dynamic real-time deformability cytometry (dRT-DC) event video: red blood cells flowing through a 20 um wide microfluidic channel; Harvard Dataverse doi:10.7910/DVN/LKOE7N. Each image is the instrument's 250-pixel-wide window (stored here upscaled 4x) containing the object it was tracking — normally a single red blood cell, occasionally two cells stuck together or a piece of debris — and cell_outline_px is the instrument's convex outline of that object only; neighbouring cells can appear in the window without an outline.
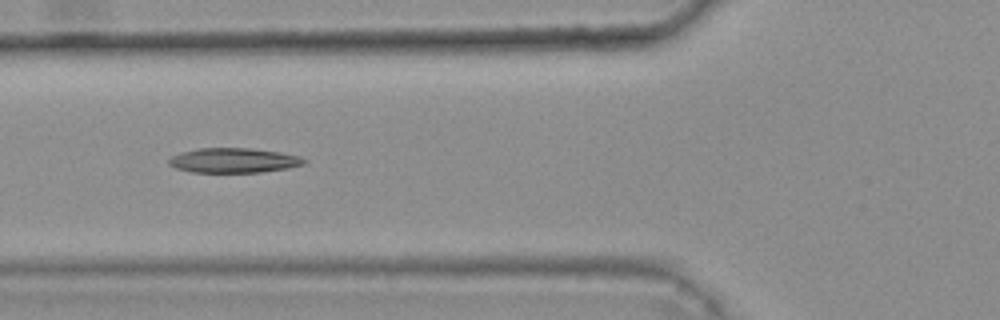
{"species": "common noctule bat (a hibernating species)", "species_latin": "Nyctalus noctula", "temperature_condition": "warm", "stored_images_in_passage": 10, "camera_frame_rate_fps": 3000, "um_per_image_px": 0.085, "animal": {"sex": "female", "body_mass_g": 25.1}, "frame": {"image": 1, "passage_image": 6, "time_ms": 1.667, "image_size_px": [1000, 320], "cell_outline_px": [[308, 160], [304, 164], [288, 168], [260, 172], [192, 172], [176, 168], [168, 164], [168, 160], [172, 156], [180, 152], [196, 148], [248, 148], [280, 152], [300, 156]], "centroid_in_image_um": [19.86, 13.63], "position_along_channel_um": 105.9, "area_um2": 19.54}}